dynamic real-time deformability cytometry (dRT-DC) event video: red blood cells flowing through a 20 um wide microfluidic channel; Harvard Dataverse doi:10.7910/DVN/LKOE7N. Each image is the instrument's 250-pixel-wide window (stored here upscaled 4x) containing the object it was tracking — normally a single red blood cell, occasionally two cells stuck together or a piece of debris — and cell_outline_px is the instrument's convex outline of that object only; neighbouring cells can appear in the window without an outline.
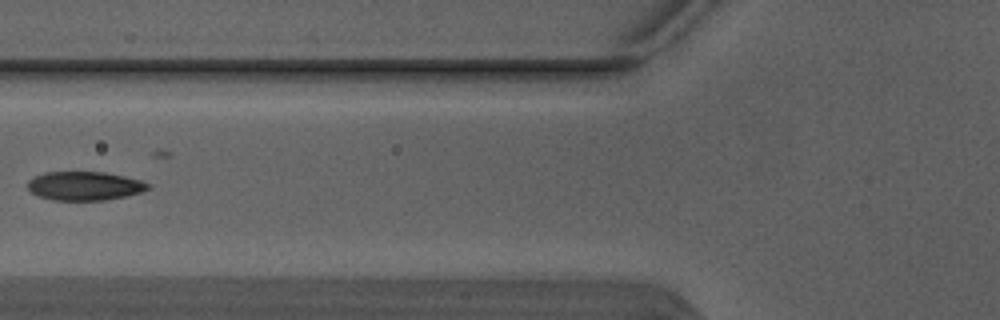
{"species": "Egyptian fruit bat (a non-hibernating species)", "species_latin": "Rousettus aegyptiacus", "temperature_condition": "warm", "stored_images_in_passage": 6, "camera_frame_rate_fps": 3000, "um_per_image_px": 0.085, "animal": {"sex": "male"}, "frame": {"image": 1, "passage_image": 5, "time_ms": 1.333, "image_size_px": [1000, 320], "cell_outline_px": [[152, 188], [128, 196], [104, 200], [52, 200], [36, 196], [28, 192], [28, 180], [44, 172], [104, 172], [124, 176], [140, 180], [152, 184]], "centroid_in_image_um": [7.19, 15.81], "position_along_channel_um": 118.6, "area_um2": 20.46}}